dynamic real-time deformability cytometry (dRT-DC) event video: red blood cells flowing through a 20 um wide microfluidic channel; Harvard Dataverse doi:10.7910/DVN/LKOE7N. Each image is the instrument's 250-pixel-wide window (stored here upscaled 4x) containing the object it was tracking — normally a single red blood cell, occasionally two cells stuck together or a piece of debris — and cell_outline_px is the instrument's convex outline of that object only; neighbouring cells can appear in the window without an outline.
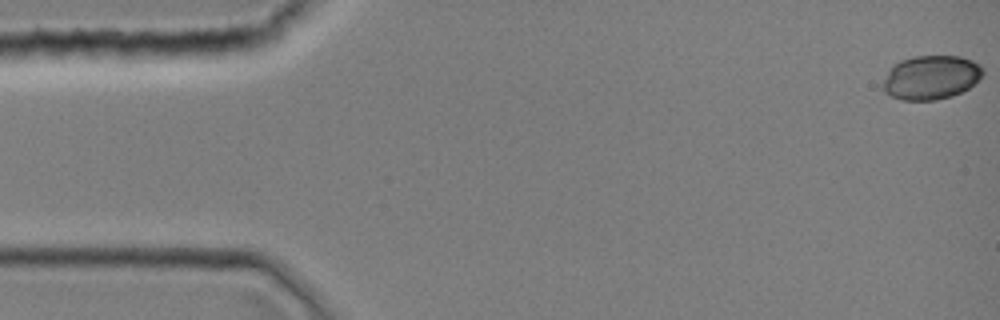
{"species": "common noctule bat (a hibernating species)", "species_latin": "Nyctalus noctula", "temperature_condition": "room temperature", "stored_images_in_passage": 44, "camera_frame_rate_fps": 3000, "um_per_image_px": 0.085, "animal": {"sex": "female", "body_mass_g": 19.0, "forearm_length_mm": 51.5}, "frame": {"image": 1, "passage_image": 1, "time_ms": 0.0, "image_size_px": [1000, 320], "cell_outline_px": [[984, 72], [968, 88], [952, 96], [936, 100], [900, 100], [884, 92], [880, 84], [888, 68], [900, 60], [916, 56], [960, 56], [972, 60], [980, 64], [984, 68]], "centroid_in_image_um": [79.07, 6.58], "position_along_channel_um": 5.9, "area_um2": 25.89}}
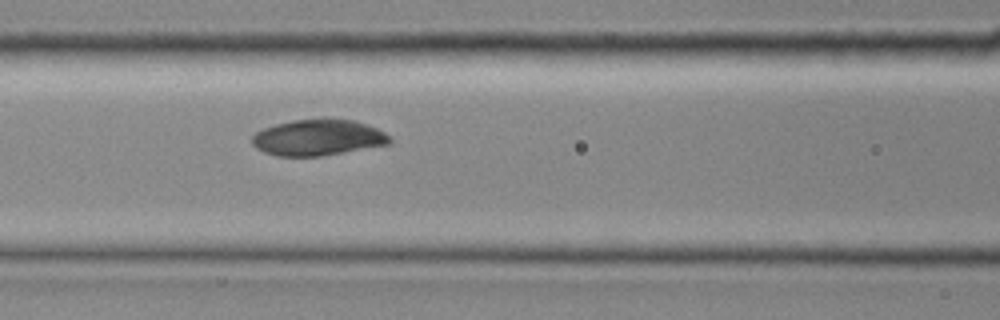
{"frame": {"image": 2, "passage_image": 19, "time_ms": 6.0, "image_size_px": [1000, 320], "cell_outline_px": [[392, 144], [320, 156], [276, 156], [264, 152], [256, 148], [252, 144], [252, 136], [256, 132], [264, 128], [276, 124], [292, 120], [356, 120], [376, 128], [384, 132], [392, 140]], "centroid_in_image_um": [27.03, 11.71], "position_along_channel_um": 139.6, "area_um2": 28.67}}
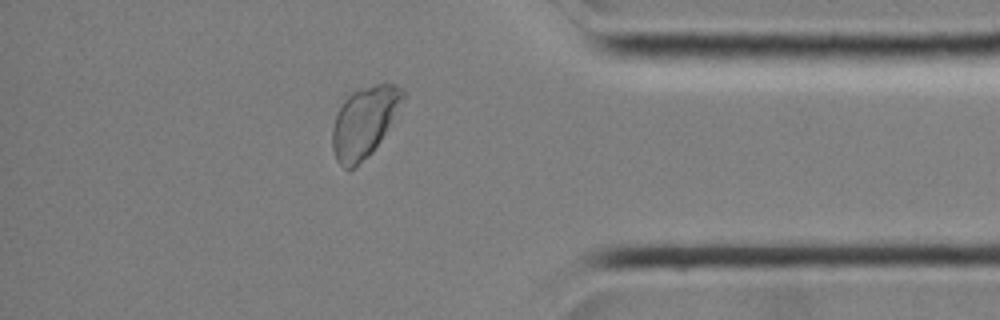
{"frame": {"image": 3, "passage_image": 38, "time_ms": 12.333, "image_size_px": [1000, 320], "cell_outline_px": [[404, 96], [392, 124], [372, 152], [356, 168], [348, 172], [336, 160], [332, 148], [332, 128], [336, 116], [344, 100], [352, 92], [376, 84], [396, 84], [404, 92]], "centroid_in_image_um": [30.95, 10.42], "position_along_channel_um": 404.3, "area_um2": 28.84}}